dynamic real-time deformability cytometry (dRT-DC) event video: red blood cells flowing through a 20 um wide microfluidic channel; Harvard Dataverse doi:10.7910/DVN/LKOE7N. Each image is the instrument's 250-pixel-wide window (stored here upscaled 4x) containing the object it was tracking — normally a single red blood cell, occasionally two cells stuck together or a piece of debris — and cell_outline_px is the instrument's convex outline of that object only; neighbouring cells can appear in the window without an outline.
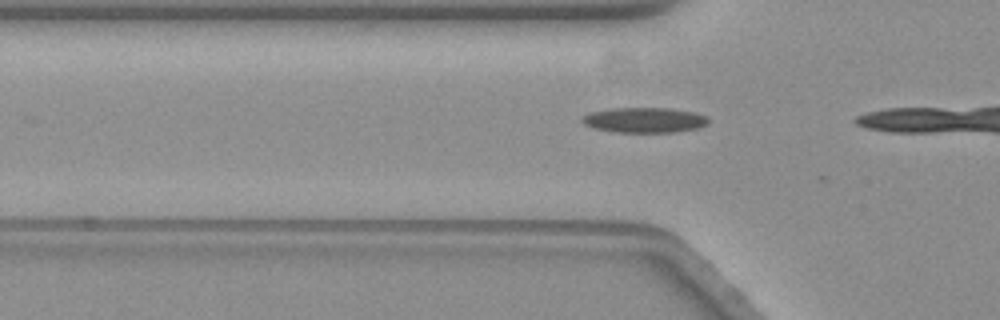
{"species": "common noctule bat (a hibernating species)", "species_latin": "Nyctalus noctula", "temperature_condition": "warm", "stored_images_in_passage": 6, "camera_frame_rate_fps": 3000, "um_per_image_px": 0.085, "animal": {"sex": "female", "body_mass_g": 19.3, "forearm_length_mm": 54.1}, "frame": {"image": 1, "passage_image": 3, "time_ms": 0.667, "image_size_px": [1000, 320], "cell_outline_px": [[708, 124], [696, 128], [676, 132], [616, 132], [596, 128], [584, 124], [580, 120], [580, 116], [592, 112], [612, 108], [668, 108], [696, 112], [708, 116]], "centroid_in_image_um": [54.79, 10.2], "position_along_channel_um": 71.0, "area_um2": 18.55}}